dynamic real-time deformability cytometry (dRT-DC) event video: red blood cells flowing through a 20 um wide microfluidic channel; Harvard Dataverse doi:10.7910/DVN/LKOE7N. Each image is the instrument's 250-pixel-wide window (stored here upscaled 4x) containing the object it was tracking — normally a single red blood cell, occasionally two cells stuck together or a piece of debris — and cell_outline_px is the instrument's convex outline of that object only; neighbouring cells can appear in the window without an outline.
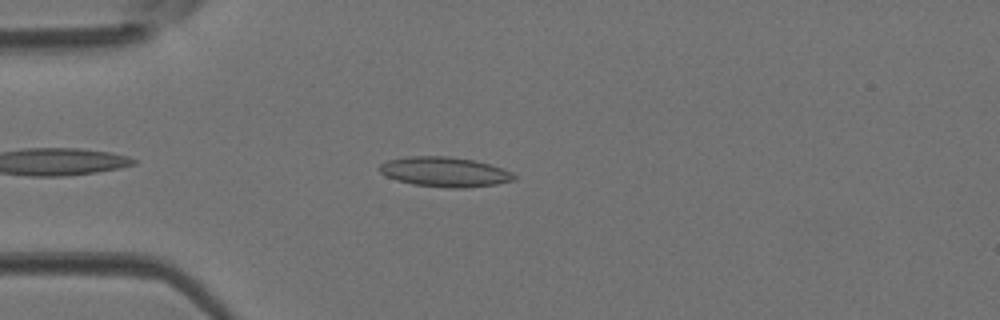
{"species": "Egyptian fruit bat (a non-hibernating species)", "species_latin": "Rousettus aegyptiacus", "temperature_condition": "room temperature", "stored_images_in_passage": 36, "camera_frame_rate_fps": 3000, "um_per_image_px": 0.085, "animal": {"sex": "female"}, "frame": {"image": 1, "passage_image": 4, "time_ms": 1.0, "image_size_px": [1000, 320], "cell_outline_px": [[516, 180], [496, 184], [464, 188], [448, 188], [412, 184], [396, 180], [384, 176], [380, 172], [380, 164], [388, 160], [408, 156], [448, 156], [476, 160], [512, 172], [516, 176]], "centroid_in_image_um": [37.79, 14.61], "position_along_channel_um": 47.2, "area_um2": 23.47}}
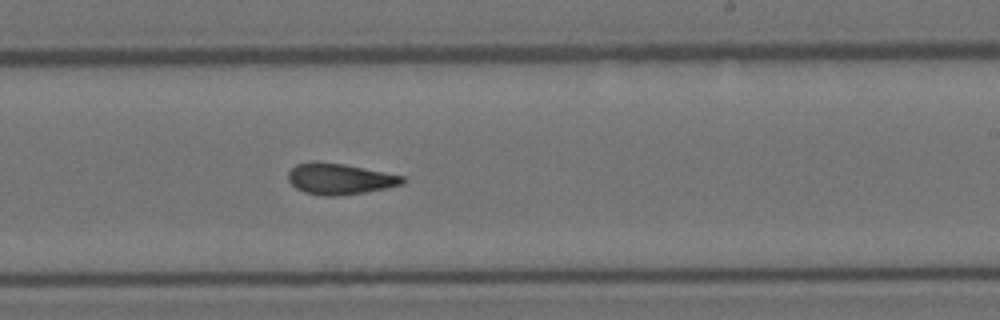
{"frame": {"image": 2, "passage_image": 19, "time_ms": 6.0, "image_size_px": [1000, 320], "cell_outline_px": [[404, 184], [364, 192], [336, 196], [324, 196], [304, 192], [296, 188], [288, 180], [288, 172], [296, 164], [344, 164], [404, 176]], "centroid_in_image_um": [28.89, 15.24], "position_along_channel_um": 260.1, "area_um2": 19.94}}
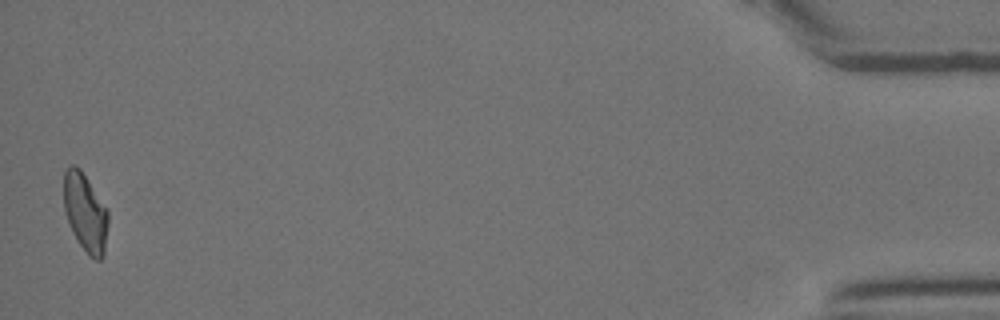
{"frame": {"image": 3, "passage_image": 36, "time_ms": 11.667, "image_size_px": [1000, 320], "cell_outline_px": [[108, 224], [104, 256], [100, 260], [96, 260], [88, 256], [72, 232], [64, 208], [64, 172], [68, 164], [76, 164], [80, 168], [108, 212]], "centroid_in_image_um": [7.24, 18.07], "position_along_channel_um": 428.0, "area_um2": 20.17}}